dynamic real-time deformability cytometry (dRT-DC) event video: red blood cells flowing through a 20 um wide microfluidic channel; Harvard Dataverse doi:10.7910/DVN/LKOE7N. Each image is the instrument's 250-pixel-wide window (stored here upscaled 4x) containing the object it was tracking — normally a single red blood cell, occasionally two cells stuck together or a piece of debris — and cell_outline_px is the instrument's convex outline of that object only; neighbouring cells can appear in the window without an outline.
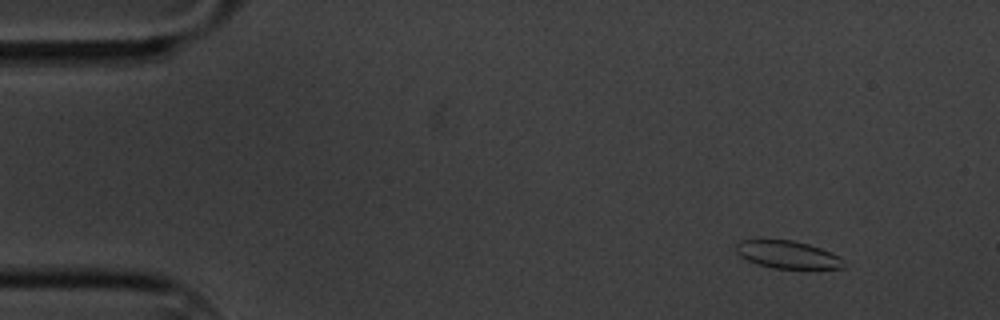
{"species": "common noctule bat (a hibernating species)", "species_latin": "Nyctalus noctula", "temperature_condition": "cold", "stored_images_in_passage": 60, "camera_frame_rate_fps": 3000, "um_per_image_px": 0.085, "animal": {"sex": "male", "body_mass_g": 20.1, "forearm_length_mm": 53.5}, "frame": {"image": 1, "passage_image": 6, "time_ms": 1.667, "image_size_px": [1000, 320], "cell_outline_px": [[844, 268], [772, 268], [748, 260], [740, 256], [736, 252], [736, 244], [740, 240], [792, 240], [808, 244], [820, 248], [840, 256], [844, 260]], "centroid_in_image_um": [66.95, 21.64], "position_along_channel_um": 18.0, "area_um2": 17.11}}
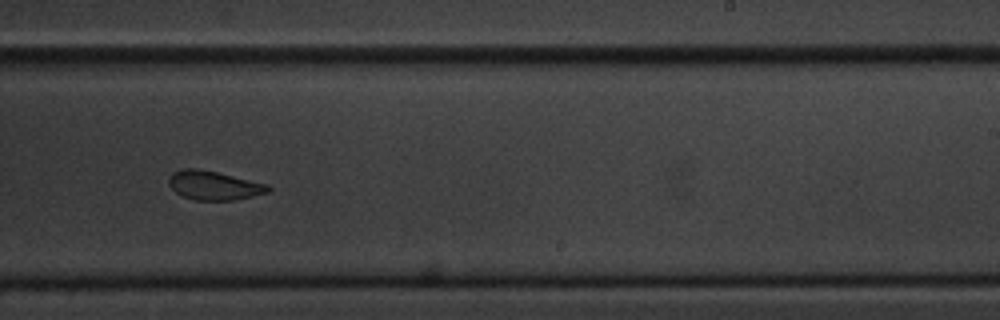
{"frame": {"image": 2, "passage_image": 37, "time_ms": 12.0, "image_size_px": [1000, 320], "cell_outline_px": [[272, 188], [268, 192], [252, 196], [232, 200], [196, 200], [184, 196], [176, 192], [168, 184], [168, 176], [172, 172], [184, 168], [196, 168], [216, 172], [268, 184]], "centroid_in_image_um": [18.16, 15.75], "position_along_channel_um": 270.8, "area_um2": 16.65}}
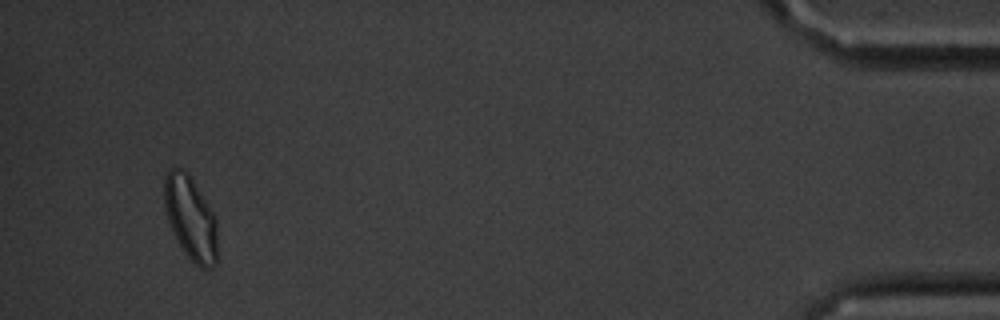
{"frame": {"image": 3, "passage_image": 57, "time_ms": 18.667, "image_size_px": [1000, 320], "cell_outline_px": [[216, 264], [212, 268], [200, 268], [184, 252], [176, 240], [168, 220], [164, 204], [164, 176], [172, 168], [180, 168], [188, 172], [212, 212], [216, 220]], "centroid_in_image_um": [16.18, 18.54], "position_along_channel_um": 419.0, "area_um2": 25.61}, "authors_computed_cell_mechanics": {"area_um2": 18.1781, "velocity_mm_per_s": 3.323, "shape_relaxation_time_tau1_ms": 4.5381, "shape_relaxation_time_tau2_ms": 3.3668, "deformation_change_tau1": 0.0981, "deformation_change_tau2": 0.0779}}